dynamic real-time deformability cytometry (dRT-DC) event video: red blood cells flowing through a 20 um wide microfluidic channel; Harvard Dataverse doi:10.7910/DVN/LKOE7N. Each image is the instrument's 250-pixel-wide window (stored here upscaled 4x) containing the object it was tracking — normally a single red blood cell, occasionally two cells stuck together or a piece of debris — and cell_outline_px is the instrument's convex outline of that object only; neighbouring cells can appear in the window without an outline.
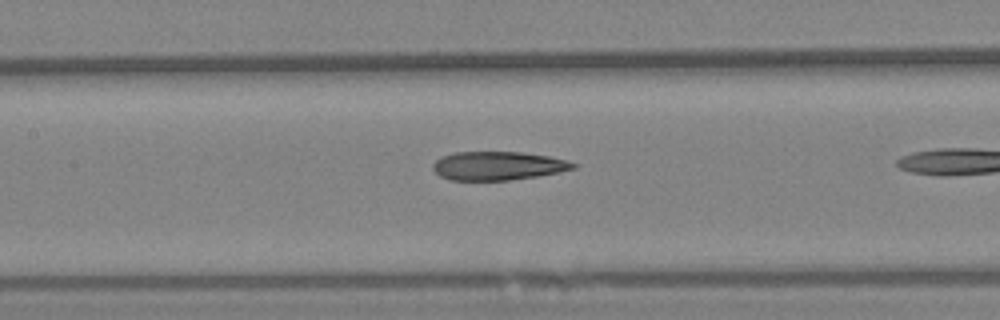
{"species": "Egyptian fruit bat (a non-hibernating species)", "species_latin": "Rousettus aegyptiacus", "temperature_condition": "warm", "stored_images_in_passage": 5, "camera_frame_rate_fps": 3000, "um_per_image_px": 0.085, "animal": {"sex": "female"}, "frame": {"image": 1, "passage_image": 4, "time_ms": 1.0, "image_size_px": [1000, 320], "cell_outline_px": [[576, 168], [536, 176], [508, 180], [448, 180], [440, 176], [432, 168], [432, 164], [440, 156], [456, 152], [520, 152], [548, 156], [564, 160], [576, 164]], "centroid_in_image_um": [42.25, 14.09], "position_along_channel_um": 165.2, "area_um2": 23.18}}